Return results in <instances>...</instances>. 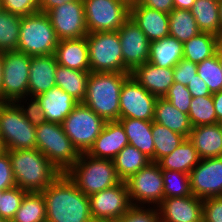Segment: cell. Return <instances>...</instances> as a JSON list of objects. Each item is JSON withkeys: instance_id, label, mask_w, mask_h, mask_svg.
Returning a JSON list of instances; mask_svg holds the SVG:
<instances>
[{"instance_id": "cell-1", "label": "cell", "mask_w": 222, "mask_h": 222, "mask_svg": "<svg viewBox=\"0 0 222 222\" xmlns=\"http://www.w3.org/2000/svg\"><path fill=\"white\" fill-rule=\"evenodd\" d=\"M46 222H94L89 196L61 173L44 191Z\"/></svg>"}, {"instance_id": "cell-2", "label": "cell", "mask_w": 222, "mask_h": 222, "mask_svg": "<svg viewBox=\"0 0 222 222\" xmlns=\"http://www.w3.org/2000/svg\"><path fill=\"white\" fill-rule=\"evenodd\" d=\"M16 187L27 192L44 191L60 170L38 149L9 150Z\"/></svg>"}, {"instance_id": "cell-3", "label": "cell", "mask_w": 222, "mask_h": 222, "mask_svg": "<svg viewBox=\"0 0 222 222\" xmlns=\"http://www.w3.org/2000/svg\"><path fill=\"white\" fill-rule=\"evenodd\" d=\"M131 73L90 72L83 104L105 121L120 118V91Z\"/></svg>"}, {"instance_id": "cell-4", "label": "cell", "mask_w": 222, "mask_h": 222, "mask_svg": "<svg viewBox=\"0 0 222 222\" xmlns=\"http://www.w3.org/2000/svg\"><path fill=\"white\" fill-rule=\"evenodd\" d=\"M65 174L86 196L110 188L121 181L113 160L93 158L86 153H81Z\"/></svg>"}, {"instance_id": "cell-5", "label": "cell", "mask_w": 222, "mask_h": 222, "mask_svg": "<svg viewBox=\"0 0 222 222\" xmlns=\"http://www.w3.org/2000/svg\"><path fill=\"white\" fill-rule=\"evenodd\" d=\"M58 38L46 13L21 17L17 51L29 56H47L55 52Z\"/></svg>"}, {"instance_id": "cell-6", "label": "cell", "mask_w": 222, "mask_h": 222, "mask_svg": "<svg viewBox=\"0 0 222 222\" xmlns=\"http://www.w3.org/2000/svg\"><path fill=\"white\" fill-rule=\"evenodd\" d=\"M36 149L65 173L79 159L80 153L59 123L45 122L36 127Z\"/></svg>"}, {"instance_id": "cell-7", "label": "cell", "mask_w": 222, "mask_h": 222, "mask_svg": "<svg viewBox=\"0 0 222 222\" xmlns=\"http://www.w3.org/2000/svg\"><path fill=\"white\" fill-rule=\"evenodd\" d=\"M90 72L131 73L124 65L117 31L93 32L86 36Z\"/></svg>"}, {"instance_id": "cell-8", "label": "cell", "mask_w": 222, "mask_h": 222, "mask_svg": "<svg viewBox=\"0 0 222 222\" xmlns=\"http://www.w3.org/2000/svg\"><path fill=\"white\" fill-rule=\"evenodd\" d=\"M0 138L7 151L36 149V127L15 102H0Z\"/></svg>"}, {"instance_id": "cell-9", "label": "cell", "mask_w": 222, "mask_h": 222, "mask_svg": "<svg viewBox=\"0 0 222 222\" xmlns=\"http://www.w3.org/2000/svg\"><path fill=\"white\" fill-rule=\"evenodd\" d=\"M105 123L106 121L88 106L78 103L61 125L65 134L81 154L88 152Z\"/></svg>"}, {"instance_id": "cell-10", "label": "cell", "mask_w": 222, "mask_h": 222, "mask_svg": "<svg viewBox=\"0 0 222 222\" xmlns=\"http://www.w3.org/2000/svg\"><path fill=\"white\" fill-rule=\"evenodd\" d=\"M31 56L12 50L3 51L1 102H15L28 96Z\"/></svg>"}, {"instance_id": "cell-11", "label": "cell", "mask_w": 222, "mask_h": 222, "mask_svg": "<svg viewBox=\"0 0 222 222\" xmlns=\"http://www.w3.org/2000/svg\"><path fill=\"white\" fill-rule=\"evenodd\" d=\"M125 182L131 205L157 207L164 199L162 169L157 162H150Z\"/></svg>"}, {"instance_id": "cell-12", "label": "cell", "mask_w": 222, "mask_h": 222, "mask_svg": "<svg viewBox=\"0 0 222 222\" xmlns=\"http://www.w3.org/2000/svg\"><path fill=\"white\" fill-rule=\"evenodd\" d=\"M88 33L117 31L129 18L130 7L119 0H83Z\"/></svg>"}, {"instance_id": "cell-13", "label": "cell", "mask_w": 222, "mask_h": 222, "mask_svg": "<svg viewBox=\"0 0 222 222\" xmlns=\"http://www.w3.org/2000/svg\"><path fill=\"white\" fill-rule=\"evenodd\" d=\"M94 222H115L132 206L125 181L89 196Z\"/></svg>"}, {"instance_id": "cell-14", "label": "cell", "mask_w": 222, "mask_h": 222, "mask_svg": "<svg viewBox=\"0 0 222 222\" xmlns=\"http://www.w3.org/2000/svg\"><path fill=\"white\" fill-rule=\"evenodd\" d=\"M156 99L130 75L120 91V118L153 121Z\"/></svg>"}, {"instance_id": "cell-15", "label": "cell", "mask_w": 222, "mask_h": 222, "mask_svg": "<svg viewBox=\"0 0 222 222\" xmlns=\"http://www.w3.org/2000/svg\"><path fill=\"white\" fill-rule=\"evenodd\" d=\"M46 14L59 41L87 36L88 31L83 0L65 2L51 9Z\"/></svg>"}, {"instance_id": "cell-16", "label": "cell", "mask_w": 222, "mask_h": 222, "mask_svg": "<svg viewBox=\"0 0 222 222\" xmlns=\"http://www.w3.org/2000/svg\"><path fill=\"white\" fill-rule=\"evenodd\" d=\"M189 175L195 197L203 200L222 196V156L201 159Z\"/></svg>"}, {"instance_id": "cell-17", "label": "cell", "mask_w": 222, "mask_h": 222, "mask_svg": "<svg viewBox=\"0 0 222 222\" xmlns=\"http://www.w3.org/2000/svg\"><path fill=\"white\" fill-rule=\"evenodd\" d=\"M123 63L132 72L148 62L150 41L136 23L129 18L118 30Z\"/></svg>"}, {"instance_id": "cell-18", "label": "cell", "mask_w": 222, "mask_h": 222, "mask_svg": "<svg viewBox=\"0 0 222 222\" xmlns=\"http://www.w3.org/2000/svg\"><path fill=\"white\" fill-rule=\"evenodd\" d=\"M157 208L161 222H203V200L194 195L164 198Z\"/></svg>"}, {"instance_id": "cell-19", "label": "cell", "mask_w": 222, "mask_h": 222, "mask_svg": "<svg viewBox=\"0 0 222 222\" xmlns=\"http://www.w3.org/2000/svg\"><path fill=\"white\" fill-rule=\"evenodd\" d=\"M129 145L124 127L119 121H106L100 135L86 154L93 158L113 159Z\"/></svg>"}, {"instance_id": "cell-20", "label": "cell", "mask_w": 222, "mask_h": 222, "mask_svg": "<svg viewBox=\"0 0 222 222\" xmlns=\"http://www.w3.org/2000/svg\"><path fill=\"white\" fill-rule=\"evenodd\" d=\"M57 66L58 63L54 54L31 57L28 96L37 97L56 86L55 74Z\"/></svg>"}, {"instance_id": "cell-21", "label": "cell", "mask_w": 222, "mask_h": 222, "mask_svg": "<svg viewBox=\"0 0 222 222\" xmlns=\"http://www.w3.org/2000/svg\"><path fill=\"white\" fill-rule=\"evenodd\" d=\"M131 76L157 98L165 97L174 83L173 68H162L149 62L137 66Z\"/></svg>"}, {"instance_id": "cell-22", "label": "cell", "mask_w": 222, "mask_h": 222, "mask_svg": "<svg viewBox=\"0 0 222 222\" xmlns=\"http://www.w3.org/2000/svg\"><path fill=\"white\" fill-rule=\"evenodd\" d=\"M130 18L149 41L169 36V14L167 13L150 9L138 3L130 7Z\"/></svg>"}, {"instance_id": "cell-23", "label": "cell", "mask_w": 222, "mask_h": 222, "mask_svg": "<svg viewBox=\"0 0 222 222\" xmlns=\"http://www.w3.org/2000/svg\"><path fill=\"white\" fill-rule=\"evenodd\" d=\"M54 56L60 66L90 72L86 36L58 41Z\"/></svg>"}, {"instance_id": "cell-24", "label": "cell", "mask_w": 222, "mask_h": 222, "mask_svg": "<svg viewBox=\"0 0 222 222\" xmlns=\"http://www.w3.org/2000/svg\"><path fill=\"white\" fill-rule=\"evenodd\" d=\"M41 108L47 122L61 124L73 111L78 102L61 88L55 86L38 95Z\"/></svg>"}, {"instance_id": "cell-25", "label": "cell", "mask_w": 222, "mask_h": 222, "mask_svg": "<svg viewBox=\"0 0 222 222\" xmlns=\"http://www.w3.org/2000/svg\"><path fill=\"white\" fill-rule=\"evenodd\" d=\"M188 139L201 159L222 156V129L219 123L192 127Z\"/></svg>"}, {"instance_id": "cell-26", "label": "cell", "mask_w": 222, "mask_h": 222, "mask_svg": "<svg viewBox=\"0 0 222 222\" xmlns=\"http://www.w3.org/2000/svg\"><path fill=\"white\" fill-rule=\"evenodd\" d=\"M153 122L163 125L185 138L189 137L192 130L189 115L179 111L164 97L156 99Z\"/></svg>"}, {"instance_id": "cell-27", "label": "cell", "mask_w": 222, "mask_h": 222, "mask_svg": "<svg viewBox=\"0 0 222 222\" xmlns=\"http://www.w3.org/2000/svg\"><path fill=\"white\" fill-rule=\"evenodd\" d=\"M124 127L129 145L136 147L151 162H154V143L152 135V121H144L133 118H119Z\"/></svg>"}, {"instance_id": "cell-28", "label": "cell", "mask_w": 222, "mask_h": 222, "mask_svg": "<svg viewBox=\"0 0 222 222\" xmlns=\"http://www.w3.org/2000/svg\"><path fill=\"white\" fill-rule=\"evenodd\" d=\"M183 53V43L174 37L167 36L150 41L148 62L162 68H174L183 59Z\"/></svg>"}, {"instance_id": "cell-29", "label": "cell", "mask_w": 222, "mask_h": 222, "mask_svg": "<svg viewBox=\"0 0 222 222\" xmlns=\"http://www.w3.org/2000/svg\"><path fill=\"white\" fill-rule=\"evenodd\" d=\"M200 160L201 158L191 141L185 138L174 151L161 158L157 163L161 169L190 174Z\"/></svg>"}, {"instance_id": "cell-30", "label": "cell", "mask_w": 222, "mask_h": 222, "mask_svg": "<svg viewBox=\"0 0 222 222\" xmlns=\"http://www.w3.org/2000/svg\"><path fill=\"white\" fill-rule=\"evenodd\" d=\"M90 72L74 70L58 65L55 74L56 86L71 95L78 103H82L88 85Z\"/></svg>"}, {"instance_id": "cell-31", "label": "cell", "mask_w": 222, "mask_h": 222, "mask_svg": "<svg viewBox=\"0 0 222 222\" xmlns=\"http://www.w3.org/2000/svg\"><path fill=\"white\" fill-rule=\"evenodd\" d=\"M198 29L218 36L221 31L219 0H196L191 8Z\"/></svg>"}, {"instance_id": "cell-32", "label": "cell", "mask_w": 222, "mask_h": 222, "mask_svg": "<svg viewBox=\"0 0 222 222\" xmlns=\"http://www.w3.org/2000/svg\"><path fill=\"white\" fill-rule=\"evenodd\" d=\"M112 160L121 181H126L151 162L146 155L131 145H126Z\"/></svg>"}, {"instance_id": "cell-33", "label": "cell", "mask_w": 222, "mask_h": 222, "mask_svg": "<svg viewBox=\"0 0 222 222\" xmlns=\"http://www.w3.org/2000/svg\"><path fill=\"white\" fill-rule=\"evenodd\" d=\"M183 47V58L199 64L218 52V37L211 33L200 32L184 42Z\"/></svg>"}, {"instance_id": "cell-34", "label": "cell", "mask_w": 222, "mask_h": 222, "mask_svg": "<svg viewBox=\"0 0 222 222\" xmlns=\"http://www.w3.org/2000/svg\"><path fill=\"white\" fill-rule=\"evenodd\" d=\"M200 32L191 10L174 8L169 13V36L184 43Z\"/></svg>"}, {"instance_id": "cell-35", "label": "cell", "mask_w": 222, "mask_h": 222, "mask_svg": "<svg viewBox=\"0 0 222 222\" xmlns=\"http://www.w3.org/2000/svg\"><path fill=\"white\" fill-rule=\"evenodd\" d=\"M11 222H46V205L41 192H27Z\"/></svg>"}, {"instance_id": "cell-36", "label": "cell", "mask_w": 222, "mask_h": 222, "mask_svg": "<svg viewBox=\"0 0 222 222\" xmlns=\"http://www.w3.org/2000/svg\"><path fill=\"white\" fill-rule=\"evenodd\" d=\"M154 143V162L174 151L185 139L183 135L171 131L167 127L152 121Z\"/></svg>"}, {"instance_id": "cell-37", "label": "cell", "mask_w": 222, "mask_h": 222, "mask_svg": "<svg viewBox=\"0 0 222 222\" xmlns=\"http://www.w3.org/2000/svg\"><path fill=\"white\" fill-rule=\"evenodd\" d=\"M21 17L5 10L0 11V51L17 50Z\"/></svg>"}, {"instance_id": "cell-38", "label": "cell", "mask_w": 222, "mask_h": 222, "mask_svg": "<svg viewBox=\"0 0 222 222\" xmlns=\"http://www.w3.org/2000/svg\"><path fill=\"white\" fill-rule=\"evenodd\" d=\"M188 115L192 127L219 123L212 95L192 97Z\"/></svg>"}, {"instance_id": "cell-39", "label": "cell", "mask_w": 222, "mask_h": 222, "mask_svg": "<svg viewBox=\"0 0 222 222\" xmlns=\"http://www.w3.org/2000/svg\"><path fill=\"white\" fill-rule=\"evenodd\" d=\"M164 198L186 197L193 195L190 175L179 171L162 169Z\"/></svg>"}, {"instance_id": "cell-40", "label": "cell", "mask_w": 222, "mask_h": 222, "mask_svg": "<svg viewBox=\"0 0 222 222\" xmlns=\"http://www.w3.org/2000/svg\"><path fill=\"white\" fill-rule=\"evenodd\" d=\"M197 72L208 86L211 94L222 90V69L219 52L197 64Z\"/></svg>"}, {"instance_id": "cell-41", "label": "cell", "mask_w": 222, "mask_h": 222, "mask_svg": "<svg viewBox=\"0 0 222 222\" xmlns=\"http://www.w3.org/2000/svg\"><path fill=\"white\" fill-rule=\"evenodd\" d=\"M26 193L27 191L16 186L8 190H3V194L0 197V217L11 222L16 211L20 208L22 199Z\"/></svg>"}, {"instance_id": "cell-42", "label": "cell", "mask_w": 222, "mask_h": 222, "mask_svg": "<svg viewBox=\"0 0 222 222\" xmlns=\"http://www.w3.org/2000/svg\"><path fill=\"white\" fill-rule=\"evenodd\" d=\"M28 100V102H27ZM31 100V101H30ZM15 103L18 105L23 113V116L35 127L40 126L46 122L44 112L41 108L37 97L25 96L17 99ZM27 103V105H26ZM25 104V105H24ZM26 107V108H25Z\"/></svg>"}, {"instance_id": "cell-43", "label": "cell", "mask_w": 222, "mask_h": 222, "mask_svg": "<svg viewBox=\"0 0 222 222\" xmlns=\"http://www.w3.org/2000/svg\"><path fill=\"white\" fill-rule=\"evenodd\" d=\"M115 222H161L159 211L154 206H135L132 205L129 210Z\"/></svg>"}, {"instance_id": "cell-44", "label": "cell", "mask_w": 222, "mask_h": 222, "mask_svg": "<svg viewBox=\"0 0 222 222\" xmlns=\"http://www.w3.org/2000/svg\"><path fill=\"white\" fill-rule=\"evenodd\" d=\"M164 98L179 111L189 113L192 95L187 86L174 82Z\"/></svg>"}, {"instance_id": "cell-45", "label": "cell", "mask_w": 222, "mask_h": 222, "mask_svg": "<svg viewBox=\"0 0 222 222\" xmlns=\"http://www.w3.org/2000/svg\"><path fill=\"white\" fill-rule=\"evenodd\" d=\"M1 8L14 15L25 17L40 12L38 0H0Z\"/></svg>"}, {"instance_id": "cell-46", "label": "cell", "mask_w": 222, "mask_h": 222, "mask_svg": "<svg viewBox=\"0 0 222 222\" xmlns=\"http://www.w3.org/2000/svg\"><path fill=\"white\" fill-rule=\"evenodd\" d=\"M197 73V64L183 58L173 68L174 82L188 86Z\"/></svg>"}, {"instance_id": "cell-47", "label": "cell", "mask_w": 222, "mask_h": 222, "mask_svg": "<svg viewBox=\"0 0 222 222\" xmlns=\"http://www.w3.org/2000/svg\"><path fill=\"white\" fill-rule=\"evenodd\" d=\"M203 222H222V196L203 199Z\"/></svg>"}, {"instance_id": "cell-48", "label": "cell", "mask_w": 222, "mask_h": 222, "mask_svg": "<svg viewBox=\"0 0 222 222\" xmlns=\"http://www.w3.org/2000/svg\"><path fill=\"white\" fill-rule=\"evenodd\" d=\"M15 186L11 160L6 150L0 155V190H8Z\"/></svg>"}, {"instance_id": "cell-49", "label": "cell", "mask_w": 222, "mask_h": 222, "mask_svg": "<svg viewBox=\"0 0 222 222\" xmlns=\"http://www.w3.org/2000/svg\"><path fill=\"white\" fill-rule=\"evenodd\" d=\"M188 90L190 91L192 97H203V96H208L212 95L211 92L209 91L208 86L202 80L199 75L197 74L195 78L189 83L187 86Z\"/></svg>"}, {"instance_id": "cell-50", "label": "cell", "mask_w": 222, "mask_h": 222, "mask_svg": "<svg viewBox=\"0 0 222 222\" xmlns=\"http://www.w3.org/2000/svg\"><path fill=\"white\" fill-rule=\"evenodd\" d=\"M139 4L167 14L174 9L173 0H139Z\"/></svg>"}, {"instance_id": "cell-51", "label": "cell", "mask_w": 222, "mask_h": 222, "mask_svg": "<svg viewBox=\"0 0 222 222\" xmlns=\"http://www.w3.org/2000/svg\"><path fill=\"white\" fill-rule=\"evenodd\" d=\"M77 0H38L40 12L47 13L51 9L64 4L65 2H73Z\"/></svg>"}, {"instance_id": "cell-52", "label": "cell", "mask_w": 222, "mask_h": 222, "mask_svg": "<svg viewBox=\"0 0 222 222\" xmlns=\"http://www.w3.org/2000/svg\"><path fill=\"white\" fill-rule=\"evenodd\" d=\"M214 108L216 110L217 121L222 120V90L212 94Z\"/></svg>"}, {"instance_id": "cell-53", "label": "cell", "mask_w": 222, "mask_h": 222, "mask_svg": "<svg viewBox=\"0 0 222 222\" xmlns=\"http://www.w3.org/2000/svg\"><path fill=\"white\" fill-rule=\"evenodd\" d=\"M196 0H173L175 9L191 10Z\"/></svg>"}, {"instance_id": "cell-54", "label": "cell", "mask_w": 222, "mask_h": 222, "mask_svg": "<svg viewBox=\"0 0 222 222\" xmlns=\"http://www.w3.org/2000/svg\"><path fill=\"white\" fill-rule=\"evenodd\" d=\"M3 52L0 51V102H1V79H2Z\"/></svg>"}, {"instance_id": "cell-55", "label": "cell", "mask_w": 222, "mask_h": 222, "mask_svg": "<svg viewBox=\"0 0 222 222\" xmlns=\"http://www.w3.org/2000/svg\"><path fill=\"white\" fill-rule=\"evenodd\" d=\"M119 1L125 3L128 7H132L135 4L139 3V0H119Z\"/></svg>"}, {"instance_id": "cell-56", "label": "cell", "mask_w": 222, "mask_h": 222, "mask_svg": "<svg viewBox=\"0 0 222 222\" xmlns=\"http://www.w3.org/2000/svg\"><path fill=\"white\" fill-rule=\"evenodd\" d=\"M217 37H218V52L220 55H222V31Z\"/></svg>"}, {"instance_id": "cell-57", "label": "cell", "mask_w": 222, "mask_h": 222, "mask_svg": "<svg viewBox=\"0 0 222 222\" xmlns=\"http://www.w3.org/2000/svg\"><path fill=\"white\" fill-rule=\"evenodd\" d=\"M219 19L222 27V0H219Z\"/></svg>"}, {"instance_id": "cell-58", "label": "cell", "mask_w": 222, "mask_h": 222, "mask_svg": "<svg viewBox=\"0 0 222 222\" xmlns=\"http://www.w3.org/2000/svg\"><path fill=\"white\" fill-rule=\"evenodd\" d=\"M6 150H5V146H4V144H3V142H2V140H1V138H0V155L3 153V152H5Z\"/></svg>"}, {"instance_id": "cell-59", "label": "cell", "mask_w": 222, "mask_h": 222, "mask_svg": "<svg viewBox=\"0 0 222 222\" xmlns=\"http://www.w3.org/2000/svg\"><path fill=\"white\" fill-rule=\"evenodd\" d=\"M0 222H10V221L0 217Z\"/></svg>"}, {"instance_id": "cell-60", "label": "cell", "mask_w": 222, "mask_h": 222, "mask_svg": "<svg viewBox=\"0 0 222 222\" xmlns=\"http://www.w3.org/2000/svg\"><path fill=\"white\" fill-rule=\"evenodd\" d=\"M220 66H221V69H222V55H220Z\"/></svg>"}, {"instance_id": "cell-61", "label": "cell", "mask_w": 222, "mask_h": 222, "mask_svg": "<svg viewBox=\"0 0 222 222\" xmlns=\"http://www.w3.org/2000/svg\"><path fill=\"white\" fill-rule=\"evenodd\" d=\"M219 125H220V127L222 129V120L219 121Z\"/></svg>"}, {"instance_id": "cell-62", "label": "cell", "mask_w": 222, "mask_h": 222, "mask_svg": "<svg viewBox=\"0 0 222 222\" xmlns=\"http://www.w3.org/2000/svg\"><path fill=\"white\" fill-rule=\"evenodd\" d=\"M2 194H3V191H2V190H0V197L2 196Z\"/></svg>"}]
</instances>
